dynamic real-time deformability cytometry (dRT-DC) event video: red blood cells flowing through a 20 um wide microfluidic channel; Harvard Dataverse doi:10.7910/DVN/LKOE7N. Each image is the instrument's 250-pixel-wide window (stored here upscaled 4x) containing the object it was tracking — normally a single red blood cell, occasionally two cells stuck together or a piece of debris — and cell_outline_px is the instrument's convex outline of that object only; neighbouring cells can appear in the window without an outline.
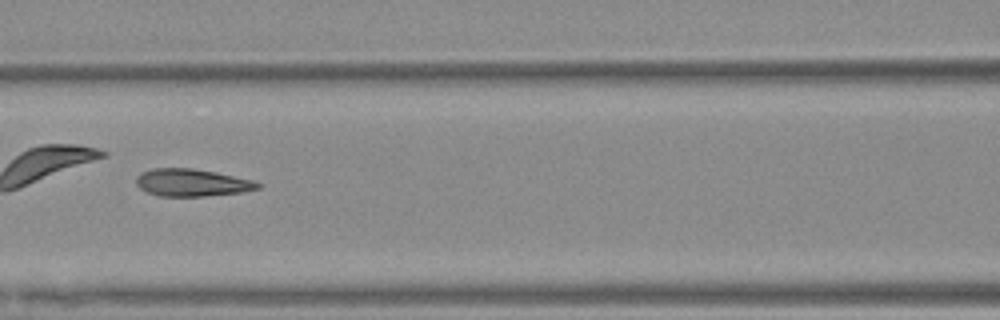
{"species": "Egyptian fruit bat (a non-hibernating species)", "species_latin": "Rousettus aegyptiacus", "temperature_condition": "warm", "stored_images_in_passage": 37, "camera_frame_rate_fps": 3000, "um_per_image_px": 0.085, "animal": {"sex": "female"}, "frame": {"image": 1, "passage_image": 16, "time_ms": 5.0, "image_size_px": [1000, 320], "cell_outline_px": [[260, 188], [240, 192], [200, 196], [160, 196], [148, 192], [140, 188], [136, 184], [136, 176], [152, 168], [192, 168], [216, 172], [252, 180], [260, 184]], "centroid_in_image_um": [16.28, 15.51], "position_along_channel_um": 150.3, "area_um2": 19.13}}